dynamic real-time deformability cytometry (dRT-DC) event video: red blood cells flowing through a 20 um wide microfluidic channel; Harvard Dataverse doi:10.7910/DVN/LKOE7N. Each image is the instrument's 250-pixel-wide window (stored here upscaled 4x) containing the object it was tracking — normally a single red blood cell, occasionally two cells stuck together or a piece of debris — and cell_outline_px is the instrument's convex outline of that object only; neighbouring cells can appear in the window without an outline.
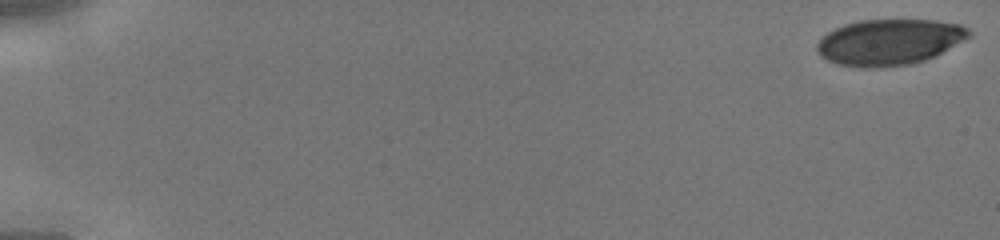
{"species": "human", "species_latin": "Homo sapiens", "temperature_condition": "cold", "stored_images_in_passage": 45, "camera_frame_rate_fps": 3000, "um_per_image_px": 0.085, "donor": {"sex": "male"}, "frame": {"image": 1, "passage_image": 1, "time_ms": 0.0, "image_size_px": [1000, 240], "cell_outline_px": [[972, 36], [924, 60], [908, 64], [872, 68], [868, 68], [836, 64], [820, 56], [816, 48], [816, 44], [828, 32], [844, 24], [860, 20], [936, 20], [960, 24], [968, 28], [972, 32]], "centroid_in_image_um": [75.58, 3.56], "position_along_channel_um": 9.4, "area_um2": 40.4}}
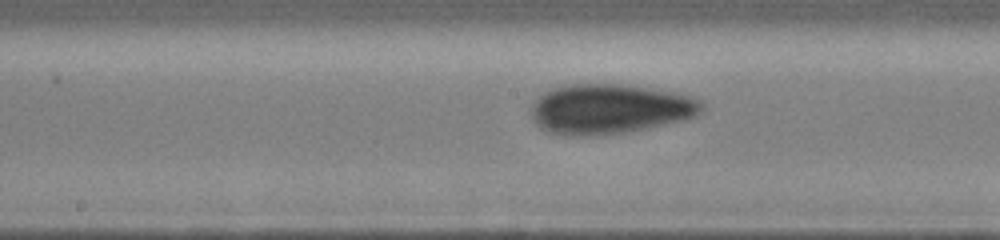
{"frame": {"image": 2, "passage_image": 25, "time_ms": 8.0, "image_size_px": [1000, 240], "cell_outline_px": [[704, 108], [696, 116], [684, 120], [624, 132], [580, 136], [564, 136], [548, 132], [540, 128], [536, 124], [532, 116], [532, 108], [536, 100], [544, 92], [552, 88], [564, 84], [620, 84], [648, 88], [672, 92], [692, 96], [704, 100]], "centroid_in_image_um": [51.83, 9.25], "position_along_channel_um": 196.4, "area_um2": 49.48}}
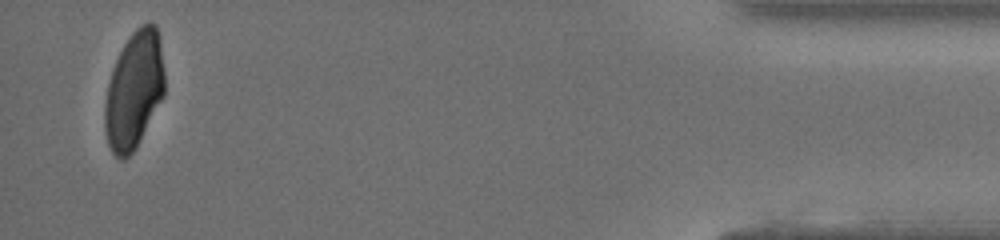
{"frame": {"image": 3, "passage_image": 44, "time_ms": 14.333, "image_size_px": [1000, 240], "cell_outline_px": [[164, 96], [136, 148], [124, 160], [120, 160], [112, 152], [108, 144], [104, 128], [104, 104], [108, 84], [112, 68], [124, 44], [132, 32], [140, 24], [148, 20], [156, 24], [160, 36], [164, 72]], "centroid_in_image_um": [11.4, 7.64], "position_along_channel_um": 423.8, "area_um2": 41.33}}